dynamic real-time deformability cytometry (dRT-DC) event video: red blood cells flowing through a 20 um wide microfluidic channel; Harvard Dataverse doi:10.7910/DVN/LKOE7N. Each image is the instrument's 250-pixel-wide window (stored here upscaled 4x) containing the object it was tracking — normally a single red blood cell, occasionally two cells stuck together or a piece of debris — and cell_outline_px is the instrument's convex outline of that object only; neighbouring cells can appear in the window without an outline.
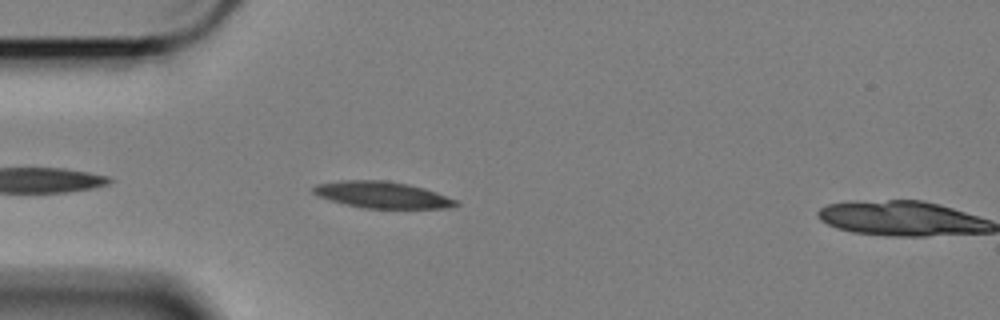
{"species": "Egyptian fruit bat (a non-hibernating species)", "species_latin": "Rousettus aegyptiacus", "temperature_condition": "cold", "stored_images_in_passage": 5, "camera_frame_rate_fps": 3000, "um_per_image_px": 0.085, "animal": {"sex": "female"}, "frame": {"image": 1, "passage_image": 4, "time_ms": 1.0, "image_size_px": [1000, 320], "cell_outline_px": [[460, 204], [452, 208], [364, 208], [316, 196], [312, 192], [312, 188], [316, 184], [340, 180], [384, 180], [408, 184], [424, 188], [460, 200]], "centroid_in_image_um": [32.53, 16.56], "position_along_channel_um": 52.5, "area_um2": 22.14}}